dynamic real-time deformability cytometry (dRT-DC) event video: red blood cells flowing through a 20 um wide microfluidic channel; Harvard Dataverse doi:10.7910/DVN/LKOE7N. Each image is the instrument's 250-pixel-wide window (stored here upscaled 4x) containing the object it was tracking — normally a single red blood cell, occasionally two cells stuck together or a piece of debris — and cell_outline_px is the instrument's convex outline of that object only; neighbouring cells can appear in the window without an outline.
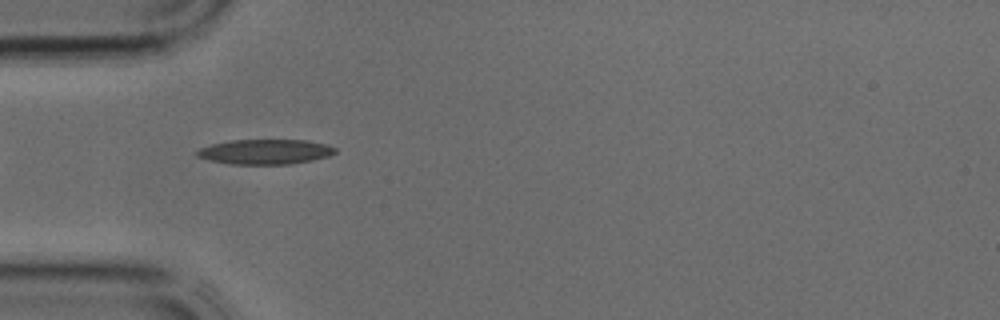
{"species": "common noctule bat (a hibernating species)", "species_latin": "Nyctalus noctula", "temperature_condition": "cold", "stored_images_in_passage": 28, "camera_frame_rate_fps": 3000, "um_per_image_px": 0.085, "animal": {"sex": "male", "body_mass_g": 17.9, "forearm_length_mm": 54.2}, "frame": {"image": 1, "passage_image": 1, "time_ms": 0.0, "image_size_px": [1000, 320], "cell_outline_px": [[336, 152], [328, 156], [312, 160], [292, 164], [232, 164], [212, 160], [196, 156], [196, 152], [200, 148], [212, 144], [232, 140], [308, 140], [328, 144], [336, 148]], "centroid_in_image_um": [22.59, 12.89], "position_along_channel_um": 62.4, "area_um2": 20.0}}
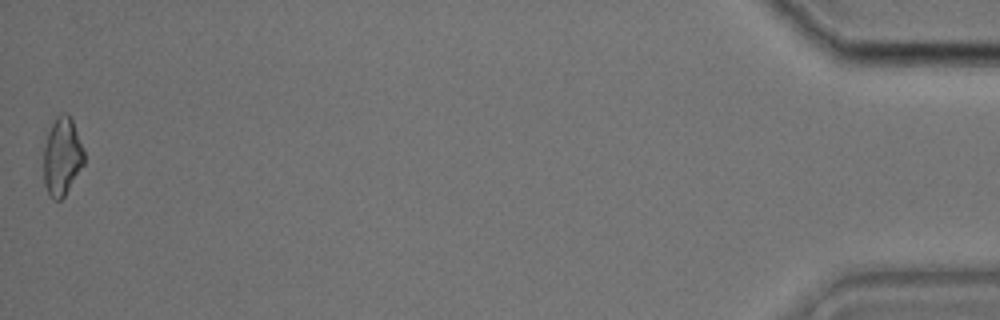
{"frame": {"image": 2, "passage_image": 28, "time_ms": 9.0, "image_size_px": [1000, 320], "cell_outline_px": [[84, 164], [64, 196], [60, 200], [52, 200], [44, 184], [44, 148], [48, 132], [56, 116], [60, 112], [68, 112], [72, 120], [84, 148]], "centroid_in_image_um": [5.28, 13.28], "position_along_channel_um": 429.9, "area_um2": 18.44}}